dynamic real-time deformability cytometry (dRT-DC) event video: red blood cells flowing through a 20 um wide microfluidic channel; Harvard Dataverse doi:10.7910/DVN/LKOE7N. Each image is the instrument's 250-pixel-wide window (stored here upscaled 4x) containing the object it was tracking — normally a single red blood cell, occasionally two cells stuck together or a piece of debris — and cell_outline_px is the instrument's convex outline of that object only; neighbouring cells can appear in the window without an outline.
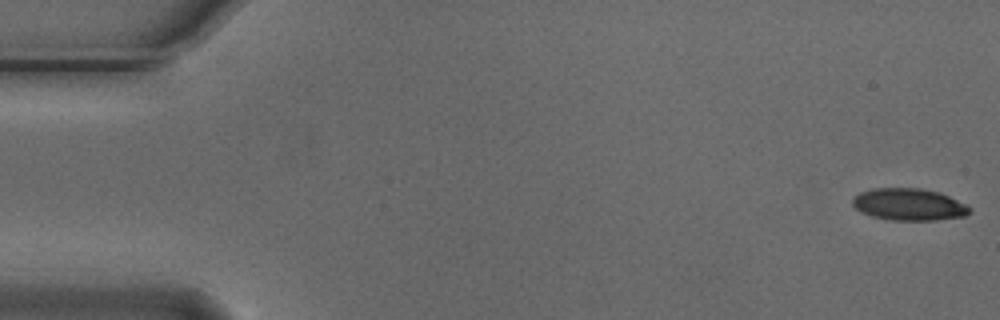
{"species": "Egyptian fruit bat (a non-hibernating species)", "species_latin": "Rousettus aegyptiacus", "temperature_condition": "cold", "stored_images_in_passage": 55, "camera_frame_rate_fps": 3000, "um_per_image_px": 0.085, "animal": {"sex": "male"}, "frame": {"image": 1, "passage_image": 1, "time_ms": 0.0, "image_size_px": [1000, 320], "cell_outline_px": [[972, 208], [964, 216], [936, 220], [892, 220], [872, 216], [860, 212], [852, 204], [852, 196], [860, 192], [872, 188], [920, 188], [940, 192]], "centroid_in_image_um": [77.21, 17.37], "position_along_channel_um": 7.8, "area_um2": 21.79}}
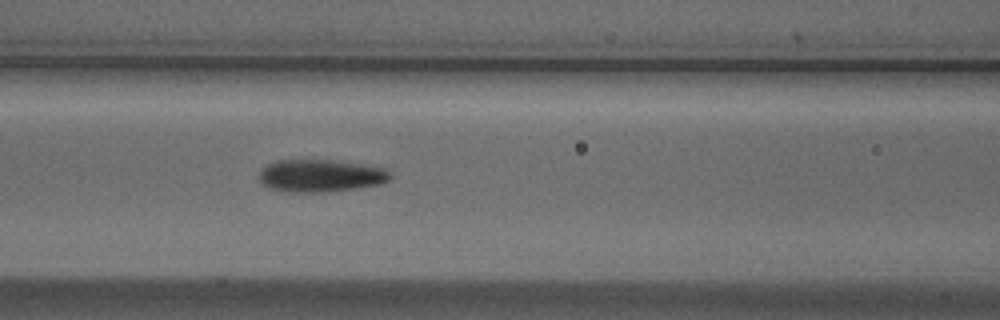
{"frame": {"image": 2, "passage_image": 23, "time_ms": 7.333, "image_size_px": [1000, 320], "cell_outline_px": [[392, 176], [388, 180], [380, 184], [352, 188], [320, 192], [292, 192], [268, 188], [260, 180], [260, 168], [272, 160], [340, 160], [388, 168]], "centroid_in_image_um": [27.25, 14.9], "position_along_channel_um": 139.4, "area_um2": 24.97}}
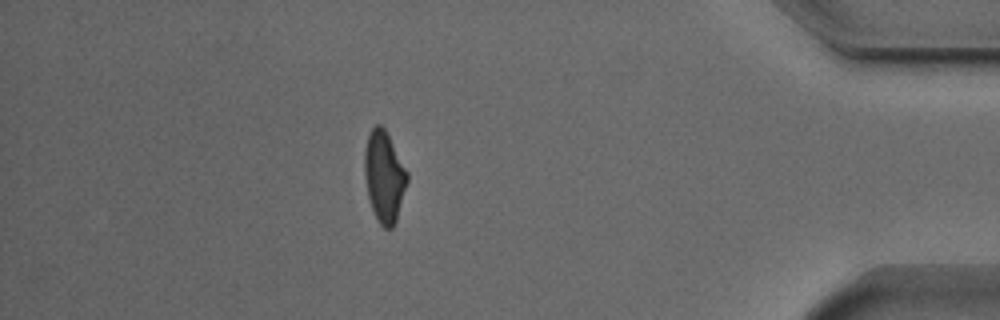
{"frame": {"image": 3, "passage_image": 48, "time_ms": 15.667, "image_size_px": [1000, 320], "cell_outline_px": [[408, 180], [396, 220], [392, 228], [384, 228], [380, 224], [372, 208], [368, 196], [364, 172], [364, 148], [368, 136], [372, 128], [376, 124], [380, 124], [384, 128], [408, 172]], "centroid_in_image_um": [32.65, 14.99], "position_along_channel_um": 402.6, "area_um2": 22.37}, "authors_computed_cell_mechanics": {"area_um2": 23.409, "velocity_mm_per_s": 3.7156, "shape_relaxation_time_tau1_ms": 5.3825, "shape_relaxation_time_tau2_ms": 2.4402, "deformation_change_tau1": 0.1746, "deformation_change_tau2": 0.0908}}